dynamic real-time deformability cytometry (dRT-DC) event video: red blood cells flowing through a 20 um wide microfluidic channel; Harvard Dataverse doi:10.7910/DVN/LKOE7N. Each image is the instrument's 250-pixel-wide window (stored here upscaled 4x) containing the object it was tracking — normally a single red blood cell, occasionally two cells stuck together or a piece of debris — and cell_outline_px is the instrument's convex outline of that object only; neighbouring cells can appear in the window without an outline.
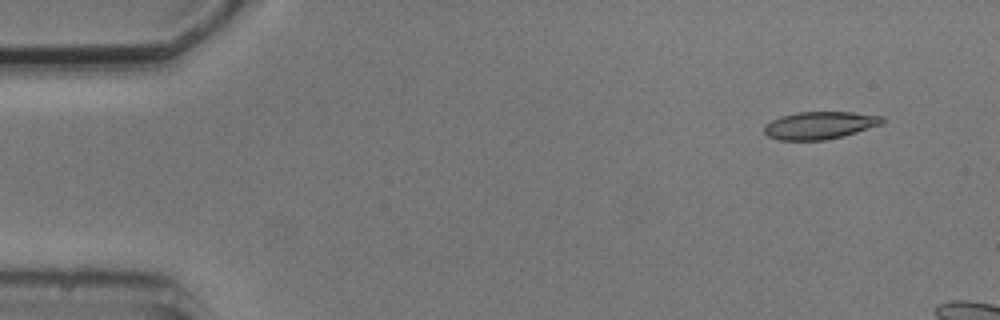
{"species": "common noctule bat (a hibernating species)", "species_latin": "Nyctalus noctula", "temperature_condition": "cold", "stored_images_in_passage": 5, "camera_frame_rate_fps": 3000, "um_per_image_px": 0.085, "animal": {"sex": "male", "body_mass_g": 20.5, "forearm_length_mm": 52.5}, "frame": {"image": 1, "passage_image": 2, "time_ms": 1.0, "image_size_px": [1000, 320], "cell_outline_px": [[884, 124], [844, 136], [824, 140], [780, 140], [768, 136], [764, 132], [764, 124], [780, 116], [796, 112], [852, 112], [884, 116]], "centroid_in_image_um": [69.7, 10.65], "position_along_channel_um": 15.3, "area_um2": 19.13}}